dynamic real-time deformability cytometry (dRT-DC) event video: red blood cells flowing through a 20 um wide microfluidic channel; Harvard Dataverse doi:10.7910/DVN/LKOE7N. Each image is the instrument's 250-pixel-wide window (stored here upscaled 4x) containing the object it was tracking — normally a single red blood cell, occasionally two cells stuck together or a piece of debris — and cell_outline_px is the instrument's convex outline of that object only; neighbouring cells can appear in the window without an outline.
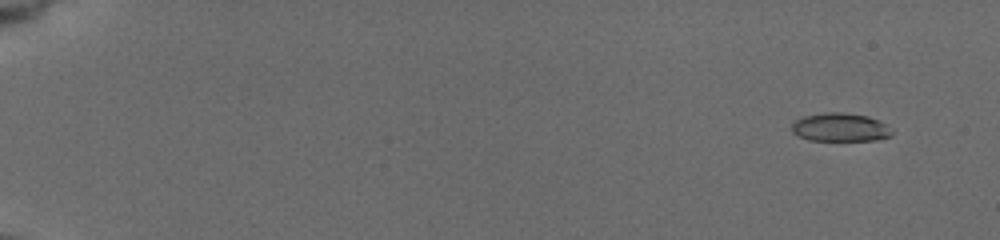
{"species": "common noctule bat (a hibernating species)", "species_latin": "Nyctalus noctula", "temperature_condition": "cold", "stored_images_in_passage": 43, "camera_frame_rate_fps": 3000, "um_per_image_px": 0.085, "animal": {"sex": "female", "body_mass_g": 19.5, "forearm_length_mm": 54.1}, "frame": {"image": 1, "passage_image": 2, "time_ms": 0.333, "image_size_px": [1000, 240], "cell_outline_px": [[896, 132], [892, 136], [876, 140], [808, 140], [792, 132], [792, 124], [796, 120], [804, 116], [824, 112], [844, 112], [868, 116], [884, 124]], "centroid_in_image_um": [71.44, 10.82], "position_along_channel_um": 13.6, "area_um2": 16.59}}
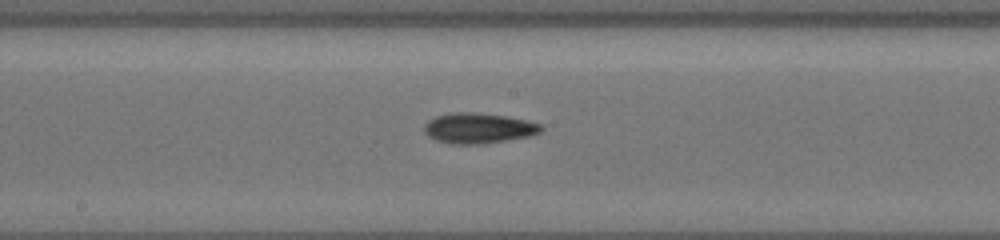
{"frame": {"image": 2, "passage_image": 28, "time_ms": 10.0, "image_size_px": [1000, 240], "cell_outline_px": [[544, 128], [540, 132], [528, 136], [480, 144], [452, 144], [436, 140], [428, 136], [424, 132], [424, 124], [428, 120], [436, 116], [452, 112], [472, 112], [508, 116], [544, 124]], "centroid_in_image_um": [40.66, 10.88], "position_along_channel_um": 207.5, "area_um2": 20.75}}
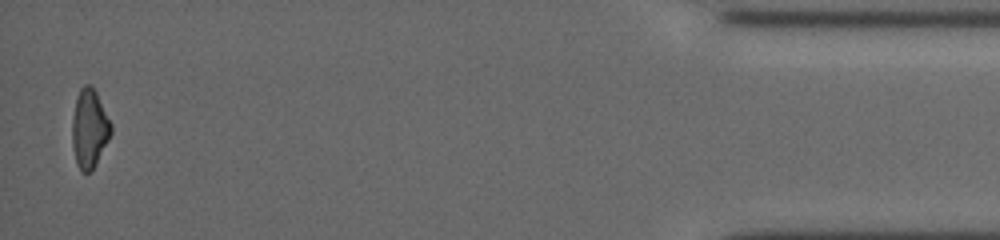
{"frame": {"image": 3, "passage_image": 43, "time_ms": 17.667, "image_size_px": [1000, 240], "cell_outline_px": [[112, 132], [92, 172], [80, 172], [76, 164], [72, 144], [72, 120], [76, 96], [80, 88], [84, 84], [92, 84], [112, 124]], "centroid_in_image_um": [7.59, 10.93], "position_along_channel_um": 427.6, "area_um2": 18.03}, "authors_computed_cell_mechanics": {"area_um2": 18.0336, "velocity_mm_per_s": 3.8046, "shape_relaxation_time_tau1_ms": 4.3037, "shape_relaxation_time_tau2_ms": null, "deformation_change_tau1": 0.1526, "deformation_change_tau2": null}}